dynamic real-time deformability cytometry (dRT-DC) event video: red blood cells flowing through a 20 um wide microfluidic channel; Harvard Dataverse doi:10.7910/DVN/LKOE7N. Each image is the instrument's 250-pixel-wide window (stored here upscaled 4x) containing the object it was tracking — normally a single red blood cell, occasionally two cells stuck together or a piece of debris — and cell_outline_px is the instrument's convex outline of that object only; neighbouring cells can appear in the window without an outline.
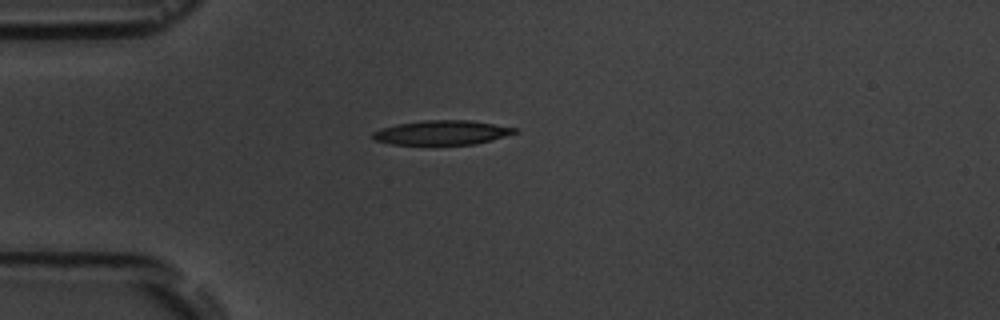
{"species": "common noctule bat (a hibernating species)", "species_latin": "Nyctalus noctula", "temperature_condition": "room temperature", "stored_images_in_passage": 1, "camera_frame_rate_fps": 3000, "um_per_image_px": 0.085, "animal": {"sex": "male", "body_mass_g": 19.5, "forearm_length_mm": 54.6}, "frame": {"image": 1, "passage_image": 1, "time_ms": 0.0, "image_size_px": [1000, 320], "cell_outline_px": [[520, 132], [476, 144], [392, 144], [376, 140], [372, 136], [372, 132], [380, 128], [396, 124], [424, 120], [468, 120], [516, 128]], "centroid_in_image_um": [37.55, 11.26], "position_along_channel_um": 47.4, "area_um2": 20.0}}